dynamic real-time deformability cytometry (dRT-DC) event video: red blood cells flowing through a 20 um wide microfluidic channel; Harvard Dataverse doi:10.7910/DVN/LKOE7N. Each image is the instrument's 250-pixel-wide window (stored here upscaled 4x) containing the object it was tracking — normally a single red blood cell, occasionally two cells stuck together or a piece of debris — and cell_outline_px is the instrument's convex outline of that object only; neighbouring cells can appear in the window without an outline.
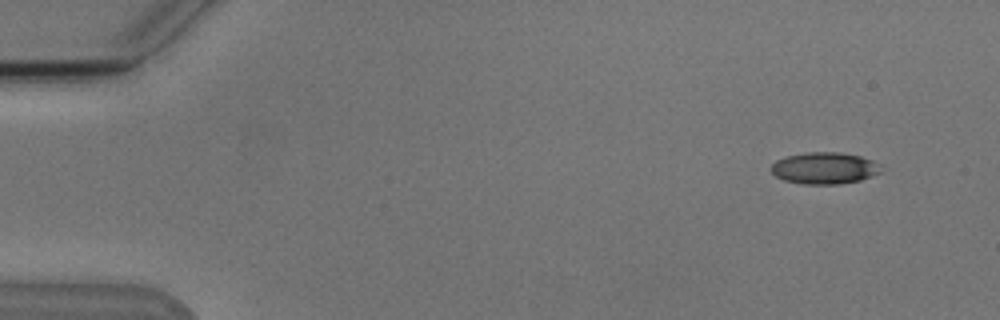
{"species": "Egyptian fruit bat (a non-hibernating species)", "species_latin": "Rousettus aegyptiacus", "temperature_condition": "cold", "stored_images_in_passage": 5, "camera_frame_rate_fps": 3000, "um_per_image_px": 0.085, "animal": {"sex": "male"}, "frame": {"image": 1, "passage_image": 1, "time_ms": 0.0, "image_size_px": [1000, 320], "cell_outline_px": [[880, 172], [860, 180], [840, 184], [804, 184], [784, 180], [776, 176], [768, 168], [776, 160], [784, 156], [804, 152], [840, 152], [860, 156], [872, 160], [876, 164]], "centroid_in_image_um": [69.99, 14.28], "position_along_channel_um": 15.0, "area_um2": 20.23}}